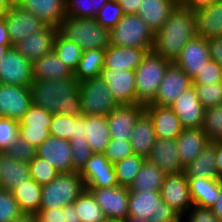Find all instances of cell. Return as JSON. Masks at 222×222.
I'll list each match as a JSON object with an SVG mask.
<instances>
[{
    "label": "cell",
    "mask_w": 222,
    "mask_h": 222,
    "mask_svg": "<svg viewBox=\"0 0 222 222\" xmlns=\"http://www.w3.org/2000/svg\"><path fill=\"white\" fill-rule=\"evenodd\" d=\"M79 85L74 75L60 80H33L30 85L32 104L51 114L81 116Z\"/></svg>",
    "instance_id": "6da1fadb"
},
{
    "label": "cell",
    "mask_w": 222,
    "mask_h": 222,
    "mask_svg": "<svg viewBox=\"0 0 222 222\" xmlns=\"http://www.w3.org/2000/svg\"><path fill=\"white\" fill-rule=\"evenodd\" d=\"M195 36L192 10L176 6L162 28L154 33L152 51L174 63Z\"/></svg>",
    "instance_id": "7a4b0ae2"
},
{
    "label": "cell",
    "mask_w": 222,
    "mask_h": 222,
    "mask_svg": "<svg viewBox=\"0 0 222 222\" xmlns=\"http://www.w3.org/2000/svg\"><path fill=\"white\" fill-rule=\"evenodd\" d=\"M58 33L66 40L75 42L83 51L106 50L110 45L109 29L102 27L95 18L66 16L59 25Z\"/></svg>",
    "instance_id": "3957f363"
},
{
    "label": "cell",
    "mask_w": 222,
    "mask_h": 222,
    "mask_svg": "<svg viewBox=\"0 0 222 222\" xmlns=\"http://www.w3.org/2000/svg\"><path fill=\"white\" fill-rule=\"evenodd\" d=\"M172 62L149 51L141 64L134 70L136 83V104L149 105L155 100L159 85Z\"/></svg>",
    "instance_id": "277c9868"
},
{
    "label": "cell",
    "mask_w": 222,
    "mask_h": 222,
    "mask_svg": "<svg viewBox=\"0 0 222 222\" xmlns=\"http://www.w3.org/2000/svg\"><path fill=\"white\" fill-rule=\"evenodd\" d=\"M130 217L149 222H182L183 217L162 200L160 191H129Z\"/></svg>",
    "instance_id": "5b68a950"
},
{
    "label": "cell",
    "mask_w": 222,
    "mask_h": 222,
    "mask_svg": "<svg viewBox=\"0 0 222 222\" xmlns=\"http://www.w3.org/2000/svg\"><path fill=\"white\" fill-rule=\"evenodd\" d=\"M78 172H63L50 183L42 185L40 209L63 208L72 204L84 191Z\"/></svg>",
    "instance_id": "8992f818"
},
{
    "label": "cell",
    "mask_w": 222,
    "mask_h": 222,
    "mask_svg": "<svg viewBox=\"0 0 222 222\" xmlns=\"http://www.w3.org/2000/svg\"><path fill=\"white\" fill-rule=\"evenodd\" d=\"M110 44L118 47L152 49L154 33L137 14H124L109 30Z\"/></svg>",
    "instance_id": "52a82bcc"
},
{
    "label": "cell",
    "mask_w": 222,
    "mask_h": 222,
    "mask_svg": "<svg viewBox=\"0 0 222 222\" xmlns=\"http://www.w3.org/2000/svg\"><path fill=\"white\" fill-rule=\"evenodd\" d=\"M82 115H105L107 116L119 104L111 95L107 84L103 79L94 77L80 83Z\"/></svg>",
    "instance_id": "ba28073f"
},
{
    "label": "cell",
    "mask_w": 222,
    "mask_h": 222,
    "mask_svg": "<svg viewBox=\"0 0 222 222\" xmlns=\"http://www.w3.org/2000/svg\"><path fill=\"white\" fill-rule=\"evenodd\" d=\"M85 188H111L119 186L114 164L104 153H93L78 172Z\"/></svg>",
    "instance_id": "9c48e42d"
},
{
    "label": "cell",
    "mask_w": 222,
    "mask_h": 222,
    "mask_svg": "<svg viewBox=\"0 0 222 222\" xmlns=\"http://www.w3.org/2000/svg\"><path fill=\"white\" fill-rule=\"evenodd\" d=\"M85 189H88L96 199L107 220L122 221L128 217L129 188L117 186Z\"/></svg>",
    "instance_id": "30bf717a"
},
{
    "label": "cell",
    "mask_w": 222,
    "mask_h": 222,
    "mask_svg": "<svg viewBox=\"0 0 222 222\" xmlns=\"http://www.w3.org/2000/svg\"><path fill=\"white\" fill-rule=\"evenodd\" d=\"M52 116L53 114L42 107L32 104L19 121V136L37 148L50 136L49 125Z\"/></svg>",
    "instance_id": "8fae6325"
},
{
    "label": "cell",
    "mask_w": 222,
    "mask_h": 222,
    "mask_svg": "<svg viewBox=\"0 0 222 222\" xmlns=\"http://www.w3.org/2000/svg\"><path fill=\"white\" fill-rule=\"evenodd\" d=\"M32 82V63L14 47L9 48L0 60V83L28 87Z\"/></svg>",
    "instance_id": "7c38bea8"
},
{
    "label": "cell",
    "mask_w": 222,
    "mask_h": 222,
    "mask_svg": "<svg viewBox=\"0 0 222 222\" xmlns=\"http://www.w3.org/2000/svg\"><path fill=\"white\" fill-rule=\"evenodd\" d=\"M2 17L5 19L12 47L23 38L47 27L40 18L20 6H11Z\"/></svg>",
    "instance_id": "4fadbf2b"
},
{
    "label": "cell",
    "mask_w": 222,
    "mask_h": 222,
    "mask_svg": "<svg viewBox=\"0 0 222 222\" xmlns=\"http://www.w3.org/2000/svg\"><path fill=\"white\" fill-rule=\"evenodd\" d=\"M100 77L119 105L136 104L135 72L103 68Z\"/></svg>",
    "instance_id": "5bb4252c"
},
{
    "label": "cell",
    "mask_w": 222,
    "mask_h": 222,
    "mask_svg": "<svg viewBox=\"0 0 222 222\" xmlns=\"http://www.w3.org/2000/svg\"><path fill=\"white\" fill-rule=\"evenodd\" d=\"M31 105L30 86L0 83V117L20 121Z\"/></svg>",
    "instance_id": "9a60e30c"
},
{
    "label": "cell",
    "mask_w": 222,
    "mask_h": 222,
    "mask_svg": "<svg viewBox=\"0 0 222 222\" xmlns=\"http://www.w3.org/2000/svg\"><path fill=\"white\" fill-rule=\"evenodd\" d=\"M162 200L182 217L193 206L189 182L184 172L167 174L160 190Z\"/></svg>",
    "instance_id": "2e32d148"
},
{
    "label": "cell",
    "mask_w": 222,
    "mask_h": 222,
    "mask_svg": "<svg viewBox=\"0 0 222 222\" xmlns=\"http://www.w3.org/2000/svg\"><path fill=\"white\" fill-rule=\"evenodd\" d=\"M191 86H193L192 79L175 63H171L165 72L152 104L170 106Z\"/></svg>",
    "instance_id": "e0dca14e"
},
{
    "label": "cell",
    "mask_w": 222,
    "mask_h": 222,
    "mask_svg": "<svg viewBox=\"0 0 222 222\" xmlns=\"http://www.w3.org/2000/svg\"><path fill=\"white\" fill-rule=\"evenodd\" d=\"M169 107L177 115L184 129L202 128L205 108L198 100L194 86L184 91Z\"/></svg>",
    "instance_id": "ac0fdd59"
},
{
    "label": "cell",
    "mask_w": 222,
    "mask_h": 222,
    "mask_svg": "<svg viewBox=\"0 0 222 222\" xmlns=\"http://www.w3.org/2000/svg\"><path fill=\"white\" fill-rule=\"evenodd\" d=\"M210 59L207 39L195 36L183 47L174 63L193 79Z\"/></svg>",
    "instance_id": "d6986e66"
},
{
    "label": "cell",
    "mask_w": 222,
    "mask_h": 222,
    "mask_svg": "<svg viewBox=\"0 0 222 222\" xmlns=\"http://www.w3.org/2000/svg\"><path fill=\"white\" fill-rule=\"evenodd\" d=\"M37 156L46 160L60 173L74 172L72 150L67 139L50 135L37 147Z\"/></svg>",
    "instance_id": "ffe728a7"
},
{
    "label": "cell",
    "mask_w": 222,
    "mask_h": 222,
    "mask_svg": "<svg viewBox=\"0 0 222 222\" xmlns=\"http://www.w3.org/2000/svg\"><path fill=\"white\" fill-rule=\"evenodd\" d=\"M145 106L140 104L119 105L106 117L111 138L129 141L130 134Z\"/></svg>",
    "instance_id": "44dd1931"
},
{
    "label": "cell",
    "mask_w": 222,
    "mask_h": 222,
    "mask_svg": "<svg viewBox=\"0 0 222 222\" xmlns=\"http://www.w3.org/2000/svg\"><path fill=\"white\" fill-rule=\"evenodd\" d=\"M146 160L156 165L166 175L184 172V166L177 151L176 138L164 140L157 137Z\"/></svg>",
    "instance_id": "7402d4cb"
},
{
    "label": "cell",
    "mask_w": 222,
    "mask_h": 222,
    "mask_svg": "<svg viewBox=\"0 0 222 222\" xmlns=\"http://www.w3.org/2000/svg\"><path fill=\"white\" fill-rule=\"evenodd\" d=\"M57 33V28L47 26L43 31L35 32L23 38L13 47L22 54L26 60L33 63L41 56L53 50L54 38Z\"/></svg>",
    "instance_id": "603a6c76"
},
{
    "label": "cell",
    "mask_w": 222,
    "mask_h": 222,
    "mask_svg": "<svg viewBox=\"0 0 222 222\" xmlns=\"http://www.w3.org/2000/svg\"><path fill=\"white\" fill-rule=\"evenodd\" d=\"M145 112L152 120L158 138L175 139L184 129L181 121L169 106L149 104L145 106Z\"/></svg>",
    "instance_id": "cb8c5ba5"
},
{
    "label": "cell",
    "mask_w": 222,
    "mask_h": 222,
    "mask_svg": "<svg viewBox=\"0 0 222 222\" xmlns=\"http://www.w3.org/2000/svg\"><path fill=\"white\" fill-rule=\"evenodd\" d=\"M194 33L205 39L222 37V3L192 11Z\"/></svg>",
    "instance_id": "d4e9b609"
},
{
    "label": "cell",
    "mask_w": 222,
    "mask_h": 222,
    "mask_svg": "<svg viewBox=\"0 0 222 222\" xmlns=\"http://www.w3.org/2000/svg\"><path fill=\"white\" fill-rule=\"evenodd\" d=\"M152 49L118 47L109 45L105 50L104 67L134 71Z\"/></svg>",
    "instance_id": "484cf974"
},
{
    "label": "cell",
    "mask_w": 222,
    "mask_h": 222,
    "mask_svg": "<svg viewBox=\"0 0 222 222\" xmlns=\"http://www.w3.org/2000/svg\"><path fill=\"white\" fill-rule=\"evenodd\" d=\"M19 6L57 29L66 17V0H22Z\"/></svg>",
    "instance_id": "4316f807"
},
{
    "label": "cell",
    "mask_w": 222,
    "mask_h": 222,
    "mask_svg": "<svg viewBox=\"0 0 222 222\" xmlns=\"http://www.w3.org/2000/svg\"><path fill=\"white\" fill-rule=\"evenodd\" d=\"M33 80H60L73 76V71L52 50L32 63Z\"/></svg>",
    "instance_id": "83f0119b"
},
{
    "label": "cell",
    "mask_w": 222,
    "mask_h": 222,
    "mask_svg": "<svg viewBox=\"0 0 222 222\" xmlns=\"http://www.w3.org/2000/svg\"><path fill=\"white\" fill-rule=\"evenodd\" d=\"M176 140L177 151L183 166L192 162L210 143L202 128H185Z\"/></svg>",
    "instance_id": "f1b7e54d"
},
{
    "label": "cell",
    "mask_w": 222,
    "mask_h": 222,
    "mask_svg": "<svg viewBox=\"0 0 222 222\" xmlns=\"http://www.w3.org/2000/svg\"><path fill=\"white\" fill-rule=\"evenodd\" d=\"M157 139L152 120L144 111L137 119L129 142L134 154L143 156L145 159L149 156L151 148Z\"/></svg>",
    "instance_id": "f546056e"
},
{
    "label": "cell",
    "mask_w": 222,
    "mask_h": 222,
    "mask_svg": "<svg viewBox=\"0 0 222 222\" xmlns=\"http://www.w3.org/2000/svg\"><path fill=\"white\" fill-rule=\"evenodd\" d=\"M175 7L171 0H141L137 15L155 33L162 28Z\"/></svg>",
    "instance_id": "4dcf8cb0"
},
{
    "label": "cell",
    "mask_w": 222,
    "mask_h": 222,
    "mask_svg": "<svg viewBox=\"0 0 222 222\" xmlns=\"http://www.w3.org/2000/svg\"><path fill=\"white\" fill-rule=\"evenodd\" d=\"M49 133L51 136L60 139H86L85 115L53 114L49 125Z\"/></svg>",
    "instance_id": "1f68e13d"
},
{
    "label": "cell",
    "mask_w": 222,
    "mask_h": 222,
    "mask_svg": "<svg viewBox=\"0 0 222 222\" xmlns=\"http://www.w3.org/2000/svg\"><path fill=\"white\" fill-rule=\"evenodd\" d=\"M0 171V188L10 192L31 179L28 163L17 161L4 153H1Z\"/></svg>",
    "instance_id": "d6a6232c"
},
{
    "label": "cell",
    "mask_w": 222,
    "mask_h": 222,
    "mask_svg": "<svg viewBox=\"0 0 222 222\" xmlns=\"http://www.w3.org/2000/svg\"><path fill=\"white\" fill-rule=\"evenodd\" d=\"M85 134L93 153H104L111 135L105 115H85Z\"/></svg>",
    "instance_id": "836d02e7"
},
{
    "label": "cell",
    "mask_w": 222,
    "mask_h": 222,
    "mask_svg": "<svg viewBox=\"0 0 222 222\" xmlns=\"http://www.w3.org/2000/svg\"><path fill=\"white\" fill-rule=\"evenodd\" d=\"M190 197L193 205L211 208L218 199L219 179L214 178H188Z\"/></svg>",
    "instance_id": "e575fe53"
},
{
    "label": "cell",
    "mask_w": 222,
    "mask_h": 222,
    "mask_svg": "<svg viewBox=\"0 0 222 222\" xmlns=\"http://www.w3.org/2000/svg\"><path fill=\"white\" fill-rule=\"evenodd\" d=\"M216 143H209L201 153L192 161L184 166V174L187 178H214L220 176L216 170L215 162Z\"/></svg>",
    "instance_id": "d590c367"
},
{
    "label": "cell",
    "mask_w": 222,
    "mask_h": 222,
    "mask_svg": "<svg viewBox=\"0 0 222 222\" xmlns=\"http://www.w3.org/2000/svg\"><path fill=\"white\" fill-rule=\"evenodd\" d=\"M41 192L42 185L31 178L17 185L12 194L24 214L35 215L40 210Z\"/></svg>",
    "instance_id": "8d00e7d4"
},
{
    "label": "cell",
    "mask_w": 222,
    "mask_h": 222,
    "mask_svg": "<svg viewBox=\"0 0 222 222\" xmlns=\"http://www.w3.org/2000/svg\"><path fill=\"white\" fill-rule=\"evenodd\" d=\"M166 174L147 160L141 165L133 183L129 187L132 192L160 191Z\"/></svg>",
    "instance_id": "74e56055"
},
{
    "label": "cell",
    "mask_w": 222,
    "mask_h": 222,
    "mask_svg": "<svg viewBox=\"0 0 222 222\" xmlns=\"http://www.w3.org/2000/svg\"><path fill=\"white\" fill-rule=\"evenodd\" d=\"M105 50L90 49L83 51L77 68L73 72L74 77L81 83L87 79L99 77L104 68Z\"/></svg>",
    "instance_id": "f35d334b"
},
{
    "label": "cell",
    "mask_w": 222,
    "mask_h": 222,
    "mask_svg": "<svg viewBox=\"0 0 222 222\" xmlns=\"http://www.w3.org/2000/svg\"><path fill=\"white\" fill-rule=\"evenodd\" d=\"M78 218L81 222H106L107 218L102 208L96 202L88 189L84 191L73 202Z\"/></svg>",
    "instance_id": "ab89813d"
},
{
    "label": "cell",
    "mask_w": 222,
    "mask_h": 222,
    "mask_svg": "<svg viewBox=\"0 0 222 222\" xmlns=\"http://www.w3.org/2000/svg\"><path fill=\"white\" fill-rule=\"evenodd\" d=\"M53 50L59 59L74 72L83 54V49L75 42L66 40L57 33L54 38Z\"/></svg>",
    "instance_id": "60d3db41"
},
{
    "label": "cell",
    "mask_w": 222,
    "mask_h": 222,
    "mask_svg": "<svg viewBox=\"0 0 222 222\" xmlns=\"http://www.w3.org/2000/svg\"><path fill=\"white\" fill-rule=\"evenodd\" d=\"M145 160L143 156L132 154L115 163L114 168L119 186L129 188Z\"/></svg>",
    "instance_id": "b9f144b4"
},
{
    "label": "cell",
    "mask_w": 222,
    "mask_h": 222,
    "mask_svg": "<svg viewBox=\"0 0 222 222\" xmlns=\"http://www.w3.org/2000/svg\"><path fill=\"white\" fill-rule=\"evenodd\" d=\"M202 130L210 143L222 142V105L205 109Z\"/></svg>",
    "instance_id": "7bdbcfd3"
},
{
    "label": "cell",
    "mask_w": 222,
    "mask_h": 222,
    "mask_svg": "<svg viewBox=\"0 0 222 222\" xmlns=\"http://www.w3.org/2000/svg\"><path fill=\"white\" fill-rule=\"evenodd\" d=\"M108 0H66V16L95 18Z\"/></svg>",
    "instance_id": "ee69618b"
},
{
    "label": "cell",
    "mask_w": 222,
    "mask_h": 222,
    "mask_svg": "<svg viewBox=\"0 0 222 222\" xmlns=\"http://www.w3.org/2000/svg\"><path fill=\"white\" fill-rule=\"evenodd\" d=\"M198 100L205 109L222 105V84L221 82L206 84H193Z\"/></svg>",
    "instance_id": "f6af8a7d"
},
{
    "label": "cell",
    "mask_w": 222,
    "mask_h": 222,
    "mask_svg": "<svg viewBox=\"0 0 222 222\" xmlns=\"http://www.w3.org/2000/svg\"><path fill=\"white\" fill-rule=\"evenodd\" d=\"M30 176L40 185H45L54 180L60 173L46 160L36 156L29 163Z\"/></svg>",
    "instance_id": "bcb514c9"
},
{
    "label": "cell",
    "mask_w": 222,
    "mask_h": 222,
    "mask_svg": "<svg viewBox=\"0 0 222 222\" xmlns=\"http://www.w3.org/2000/svg\"><path fill=\"white\" fill-rule=\"evenodd\" d=\"M23 215L12 192L0 188V222H13Z\"/></svg>",
    "instance_id": "7dc6e473"
},
{
    "label": "cell",
    "mask_w": 222,
    "mask_h": 222,
    "mask_svg": "<svg viewBox=\"0 0 222 222\" xmlns=\"http://www.w3.org/2000/svg\"><path fill=\"white\" fill-rule=\"evenodd\" d=\"M123 16L124 12L117 0H108V2L98 11L95 19L102 27L110 30L116 26Z\"/></svg>",
    "instance_id": "c3c4849f"
},
{
    "label": "cell",
    "mask_w": 222,
    "mask_h": 222,
    "mask_svg": "<svg viewBox=\"0 0 222 222\" xmlns=\"http://www.w3.org/2000/svg\"><path fill=\"white\" fill-rule=\"evenodd\" d=\"M19 136V121L0 117V152L6 153Z\"/></svg>",
    "instance_id": "681fc988"
},
{
    "label": "cell",
    "mask_w": 222,
    "mask_h": 222,
    "mask_svg": "<svg viewBox=\"0 0 222 222\" xmlns=\"http://www.w3.org/2000/svg\"><path fill=\"white\" fill-rule=\"evenodd\" d=\"M5 154L17 161L29 163L37 156V148L18 136Z\"/></svg>",
    "instance_id": "f907efd6"
},
{
    "label": "cell",
    "mask_w": 222,
    "mask_h": 222,
    "mask_svg": "<svg viewBox=\"0 0 222 222\" xmlns=\"http://www.w3.org/2000/svg\"><path fill=\"white\" fill-rule=\"evenodd\" d=\"M69 143L72 150L74 172H79L93 155V152L87 143V139L71 138Z\"/></svg>",
    "instance_id": "816d5d0a"
},
{
    "label": "cell",
    "mask_w": 222,
    "mask_h": 222,
    "mask_svg": "<svg viewBox=\"0 0 222 222\" xmlns=\"http://www.w3.org/2000/svg\"><path fill=\"white\" fill-rule=\"evenodd\" d=\"M134 154L129 141L111 138L108 143L104 155L112 164L122 161L128 156Z\"/></svg>",
    "instance_id": "f5cc1de1"
},
{
    "label": "cell",
    "mask_w": 222,
    "mask_h": 222,
    "mask_svg": "<svg viewBox=\"0 0 222 222\" xmlns=\"http://www.w3.org/2000/svg\"><path fill=\"white\" fill-rule=\"evenodd\" d=\"M222 80V66L210 59L205 67L192 79L193 84L215 83Z\"/></svg>",
    "instance_id": "db71d44e"
},
{
    "label": "cell",
    "mask_w": 222,
    "mask_h": 222,
    "mask_svg": "<svg viewBox=\"0 0 222 222\" xmlns=\"http://www.w3.org/2000/svg\"><path fill=\"white\" fill-rule=\"evenodd\" d=\"M183 222H221L212 212L211 208H203L193 205L186 213Z\"/></svg>",
    "instance_id": "11a10c76"
},
{
    "label": "cell",
    "mask_w": 222,
    "mask_h": 222,
    "mask_svg": "<svg viewBox=\"0 0 222 222\" xmlns=\"http://www.w3.org/2000/svg\"><path fill=\"white\" fill-rule=\"evenodd\" d=\"M35 215L38 222H66L63 208L40 209Z\"/></svg>",
    "instance_id": "9f6ffc18"
},
{
    "label": "cell",
    "mask_w": 222,
    "mask_h": 222,
    "mask_svg": "<svg viewBox=\"0 0 222 222\" xmlns=\"http://www.w3.org/2000/svg\"><path fill=\"white\" fill-rule=\"evenodd\" d=\"M210 58L222 66V37L207 39Z\"/></svg>",
    "instance_id": "6f0895ef"
},
{
    "label": "cell",
    "mask_w": 222,
    "mask_h": 222,
    "mask_svg": "<svg viewBox=\"0 0 222 222\" xmlns=\"http://www.w3.org/2000/svg\"><path fill=\"white\" fill-rule=\"evenodd\" d=\"M124 14H137L141 0H117Z\"/></svg>",
    "instance_id": "680465c9"
},
{
    "label": "cell",
    "mask_w": 222,
    "mask_h": 222,
    "mask_svg": "<svg viewBox=\"0 0 222 222\" xmlns=\"http://www.w3.org/2000/svg\"><path fill=\"white\" fill-rule=\"evenodd\" d=\"M219 0H188L183 6L190 10H199L211 4L218 2Z\"/></svg>",
    "instance_id": "91938a15"
},
{
    "label": "cell",
    "mask_w": 222,
    "mask_h": 222,
    "mask_svg": "<svg viewBox=\"0 0 222 222\" xmlns=\"http://www.w3.org/2000/svg\"><path fill=\"white\" fill-rule=\"evenodd\" d=\"M212 212L222 222V177L219 178V195L215 204L211 207Z\"/></svg>",
    "instance_id": "94428289"
},
{
    "label": "cell",
    "mask_w": 222,
    "mask_h": 222,
    "mask_svg": "<svg viewBox=\"0 0 222 222\" xmlns=\"http://www.w3.org/2000/svg\"><path fill=\"white\" fill-rule=\"evenodd\" d=\"M0 45H11L5 19L0 17Z\"/></svg>",
    "instance_id": "6125c7cd"
},
{
    "label": "cell",
    "mask_w": 222,
    "mask_h": 222,
    "mask_svg": "<svg viewBox=\"0 0 222 222\" xmlns=\"http://www.w3.org/2000/svg\"><path fill=\"white\" fill-rule=\"evenodd\" d=\"M63 211L66 212V222H81L73 203L63 207Z\"/></svg>",
    "instance_id": "be15d7a7"
},
{
    "label": "cell",
    "mask_w": 222,
    "mask_h": 222,
    "mask_svg": "<svg viewBox=\"0 0 222 222\" xmlns=\"http://www.w3.org/2000/svg\"><path fill=\"white\" fill-rule=\"evenodd\" d=\"M215 162L218 175L222 177V142H216Z\"/></svg>",
    "instance_id": "e7e4bbea"
},
{
    "label": "cell",
    "mask_w": 222,
    "mask_h": 222,
    "mask_svg": "<svg viewBox=\"0 0 222 222\" xmlns=\"http://www.w3.org/2000/svg\"><path fill=\"white\" fill-rule=\"evenodd\" d=\"M11 6L8 4L7 0H0V17L4 16Z\"/></svg>",
    "instance_id": "03108f58"
},
{
    "label": "cell",
    "mask_w": 222,
    "mask_h": 222,
    "mask_svg": "<svg viewBox=\"0 0 222 222\" xmlns=\"http://www.w3.org/2000/svg\"><path fill=\"white\" fill-rule=\"evenodd\" d=\"M13 222H38L36 215H27L24 214L21 218Z\"/></svg>",
    "instance_id": "003e7915"
},
{
    "label": "cell",
    "mask_w": 222,
    "mask_h": 222,
    "mask_svg": "<svg viewBox=\"0 0 222 222\" xmlns=\"http://www.w3.org/2000/svg\"><path fill=\"white\" fill-rule=\"evenodd\" d=\"M9 48H12L11 45H0V60L3 58L4 54Z\"/></svg>",
    "instance_id": "a7ac6f4b"
},
{
    "label": "cell",
    "mask_w": 222,
    "mask_h": 222,
    "mask_svg": "<svg viewBox=\"0 0 222 222\" xmlns=\"http://www.w3.org/2000/svg\"><path fill=\"white\" fill-rule=\"evenodd\" d=\"M121 222H149V221L128 216L126 219L122 220Z\"/></svg>",
    "instance_id": "89a4df30"
},
{
    "label": "cell",
    "mask_w": 222,
    "mask_h": 222,
    "mask_svg": "<svg viewBox=\"0 0 222 222\" xmlns=\"http://www.w3.org/2000/svg\"><path fill=\"white\" fill-rule=\"evenodd\" d=\"M7 2L10 6H19L22 0H7Z\"/></svg>",
    "instance_id": "2644e50d"
},
{
    "label": "cell",
    "mask_w": 222,
    "mask_h": 222,
    "mask_svg": "<svg viewBox=\"0 0 222 222\" xmlns=\"http://www.w3.org/2000/svg\"><path fill=\"white\" fill-rule=\"evenodd\" d=\"M176 6H183L188 0H171Z\"/></svg>",
    "instance_id": "8c879c8a"
},
{
    "label": "cell",
    "mask_w": 222,
    "mask_h": 222,
    "mask_svg": "<svg viewBox=\"0 0 222 222\" xmlns=\"http://www.w3.org/2000/svg\"><path fill=\"white\" fill-rule=\"evenodd\" d=\"M106 222H121V221L107 220Z\"/></svg>",
    "instance_id": "753ad0ef"
}]
</instances>
